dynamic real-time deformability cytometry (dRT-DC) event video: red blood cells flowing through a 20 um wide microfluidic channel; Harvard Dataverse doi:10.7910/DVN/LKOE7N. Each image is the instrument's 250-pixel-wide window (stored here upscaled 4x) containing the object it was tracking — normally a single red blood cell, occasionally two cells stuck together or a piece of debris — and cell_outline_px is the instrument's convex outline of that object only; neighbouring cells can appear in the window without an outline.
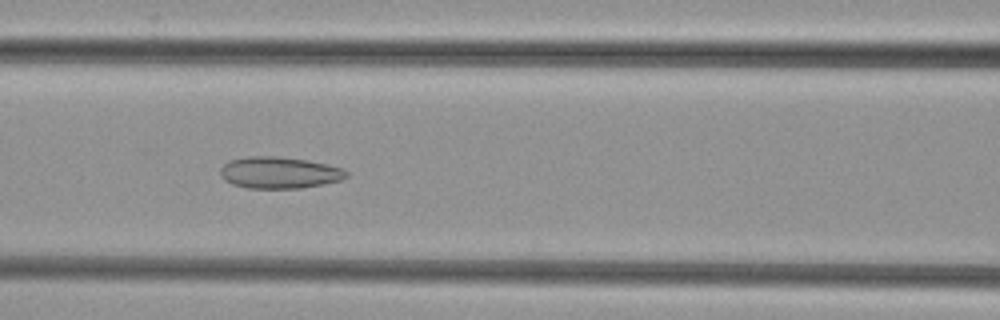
{"species": "common noctule bat (a hibernating species)", "species_latin": "Nyctalus noctula", "temperature_condition": "cold", "stored_images_in_passage": 36, "camera_frame_rate_fps": 3000, "um_per_image_px": 0.085, "animal": {"sex": "female", "body_mass_g": 29.2, "forearm_length_mm": 56.3}, "frame": {"image": 1, "passage_image": 7, "time_ms": 2.0, "image_size_px": [1000, 320], "cell_outline_px": [[348, 176], [340, 180], [300, 188], [248, 188], [232, 184], [224, 180], [220, 176], [220, 168], [228, 160], [248, 156], [276, 156], [308, 160], [344, 168], [348, 172]], "centroid_in_image_um": [23.71, 14.66], "position_along_channel_um": 142.9, "area_um2": 23.29}}
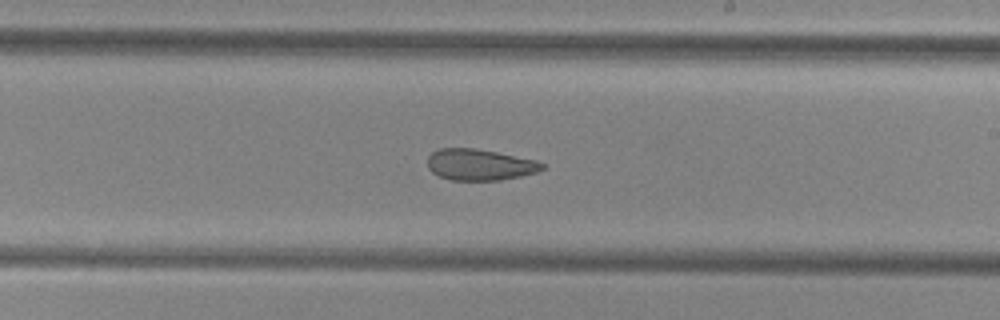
{"frame": {"image": 2, "passage_image": 15, "time_ms": 4.667, "image_size_px": [1000, 320], "cell_outline_px": [[544, 168], [536, 172], [520, 176], [500, 180], [452, 180], [440, 176], [432, 172], [428, 168], [428, 156], [432, 152], [440, 148], [472, 148], [496, 152], [536, 160], [544, 164]], "centroid_in_image_um": [40.76, 14.0], "position_along_channel_um": 248.2, "area_um2": 20.69}}
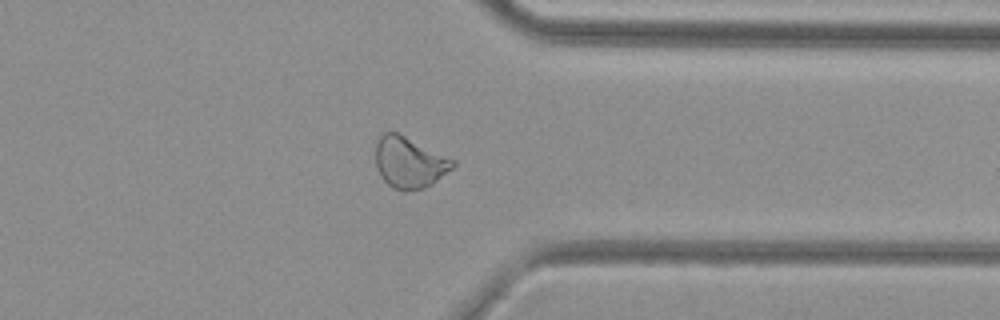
{"frame": {"image": 3, "passage_image": 25, "time_ms": 8.0, "image_size_px": [1000, 320], "cell_outline_px": [[456, 164], [452, 168], [432, 184], [424, 188], [404, 192], [392, 188], [380, 176], [376, 168], [376, 144], [380, 136], [384, 132], [396, 132], [456, 160]], "centroid_in_image_um": [34.79, 13.83], "position_along_channel_um": 376.6, "area_um2": 23.0}}